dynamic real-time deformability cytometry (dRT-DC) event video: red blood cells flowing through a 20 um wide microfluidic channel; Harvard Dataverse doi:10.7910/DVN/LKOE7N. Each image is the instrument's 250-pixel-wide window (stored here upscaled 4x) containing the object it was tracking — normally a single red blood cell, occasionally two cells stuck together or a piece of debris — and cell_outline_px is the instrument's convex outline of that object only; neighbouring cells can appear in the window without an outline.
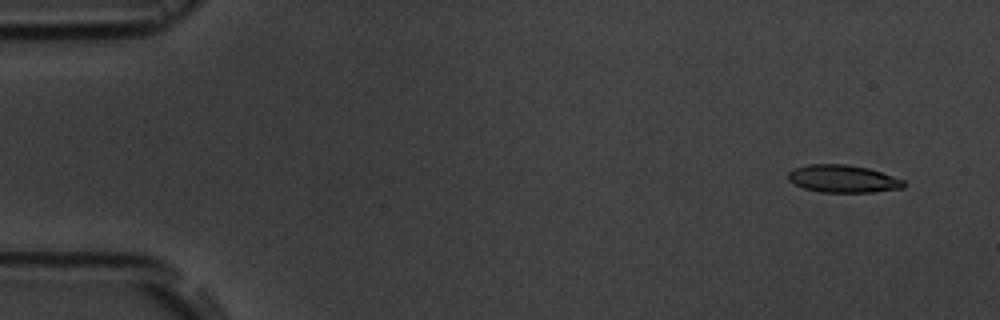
{"species": "common noctule bat (a hibernating species)", "species_latin": "Nyctalus noctula", "temperature_condition": "room temperature", "stored_images_in_passage": 5, "camera_frame_rate_fps": 3000, "um_per_image_px": 0.085, "animal": {"sex": "male", "body_mass_g": 19.5, "forearm_length_mm": 54.6}, "frame": {"image": 1, "passage_image": 1, "time_ms": 0.0, "image_size_px": [1000, 320], "cell_outline_px": [[904, 188], [872, 192], [820, 192], [804, 188], [788, 180], [788, 172], [792, 168], [808, 164], [844, 164], [868, 168], [904, 180]], "centroid_in_image_um": [71.62, 15.19], "position_along_channel_um": 13.4, "area_um2": 18.5}}
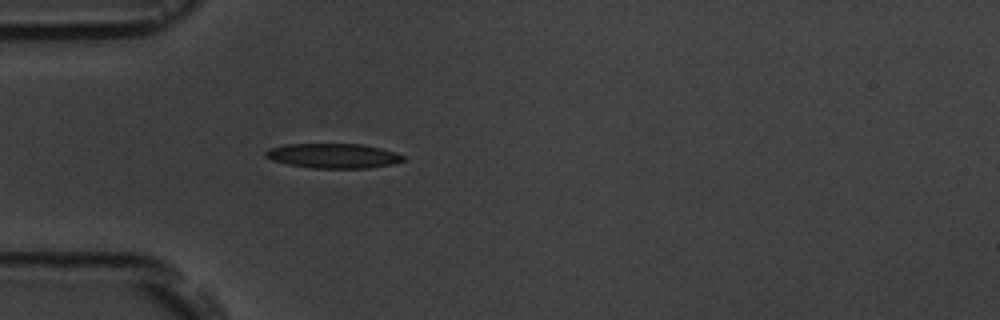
{"frame": {"image": 2, "passage_image": 5, "time_ms": 4.333, "image_size_px": [1000, 320], "cell_outline_px": [[404, 160], [392, 164], [368, 168], [312, 168], [288, 164], [272, 160], [264, 156], [264, 152], [268, 148], [284, 144], [364, 144], [396, 152], [404, 156]], "centroid_in_image_um": [28.3, 13.24], "position_along_channel_um": 56.7, "area_um2": 19.88}}